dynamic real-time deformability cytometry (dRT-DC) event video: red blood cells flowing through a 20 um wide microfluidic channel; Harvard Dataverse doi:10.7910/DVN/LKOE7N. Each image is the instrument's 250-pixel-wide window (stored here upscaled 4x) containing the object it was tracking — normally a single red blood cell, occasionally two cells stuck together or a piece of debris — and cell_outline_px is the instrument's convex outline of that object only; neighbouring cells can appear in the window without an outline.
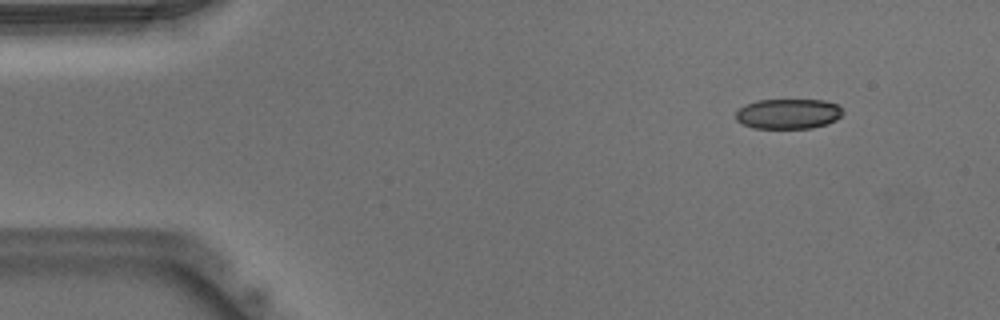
{"species": "Egyptian fruit bat (a non-hibernating species)", "species_latin": "Rousettus aegyptiacus", "temperature_condition": "warm", "stored_images_in_passage": 46, "camera_frame_rate_fps": 3000, "um_per_image_px": 0.085, "animal": {"sex": "male"}, "frame": {"image": 1, "passage_image": 1, "time_ms": 0.0, "image_size_px": [1000, 320], "cell_outline_px": [[844, 112], [836, 120], [828, 124], [812, 128], [752, 128], [740, 124], [736, 120], [736, 112], [744, 104], [756, 100], [824, 100], [836, 104]], "centroid_in_image_um": [66.97, 9.68], "position_along_channel_um": 18.0, "area_um2": 18.96}}
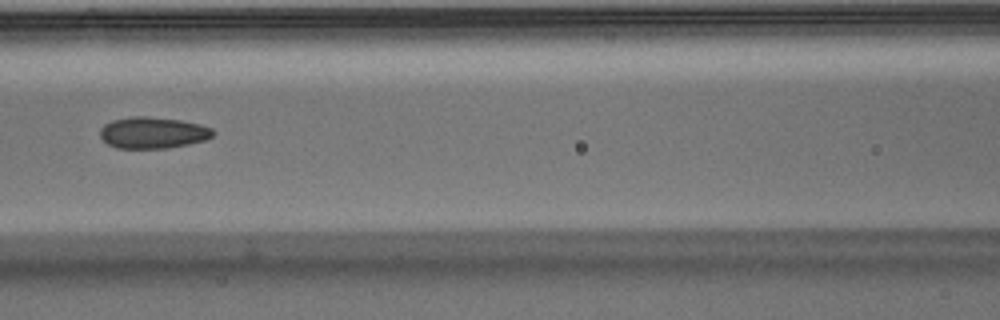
{"frame": {"image": 2, "passage_image": 18, "time_ms": 5.667, "image_size_px": [1000, 320], "cell_outline_px": [[216, 132], [212, 136], [204, 140], [188, 144], [168, 148], [116, 148], [108, 144], [100, 136], [100, 128], [104, 124], [112, 120], [132, 116], [148, 116], [180, 120], [200, 124], [212, 128]], "centroid_in_image_um": [12.99, 11.27], "position_along_channel_um": 153.6, "area_um2": 20.75}}
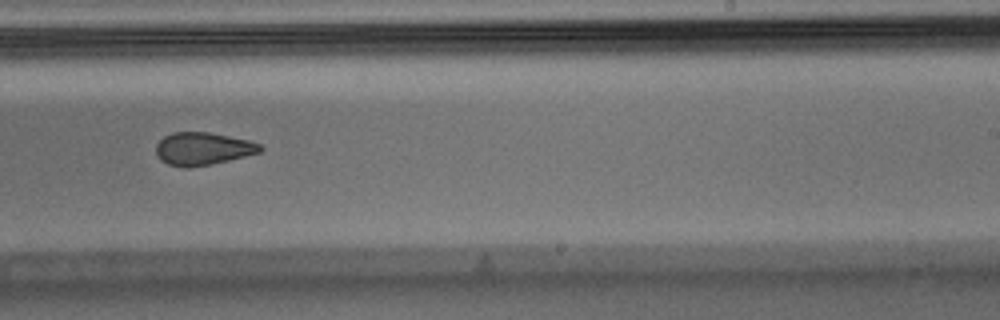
{"frame": {"image": 3, "passage_image": 27, "time_ms": 8.667, "image_size_px": [1000, 320], "cell_outline_px": [[264, 148], [260, 152], [228, 160], [188, 168], [184, 168], [168, 164], [160, 160], [156, 156], [156, 144], [164, 136], [172, 132], [208, 132], [248, 140], [260, 144]], "centroid_in_image_um": [17.2, 12.64], "position_along_channel_um": 271.8, "area_um2": 19.77}, "authors_computed_cell_mechanics": {"area_um2": 20.7502, "velocity_mm_per_s": 3.9448, "shape_relaxation_time_tau1_ms": null, "shape_relaxation_time_tau2_ms": 2.1541, "deformation_change_tau1": null, "deformation_change_tau2": 0.0869}}